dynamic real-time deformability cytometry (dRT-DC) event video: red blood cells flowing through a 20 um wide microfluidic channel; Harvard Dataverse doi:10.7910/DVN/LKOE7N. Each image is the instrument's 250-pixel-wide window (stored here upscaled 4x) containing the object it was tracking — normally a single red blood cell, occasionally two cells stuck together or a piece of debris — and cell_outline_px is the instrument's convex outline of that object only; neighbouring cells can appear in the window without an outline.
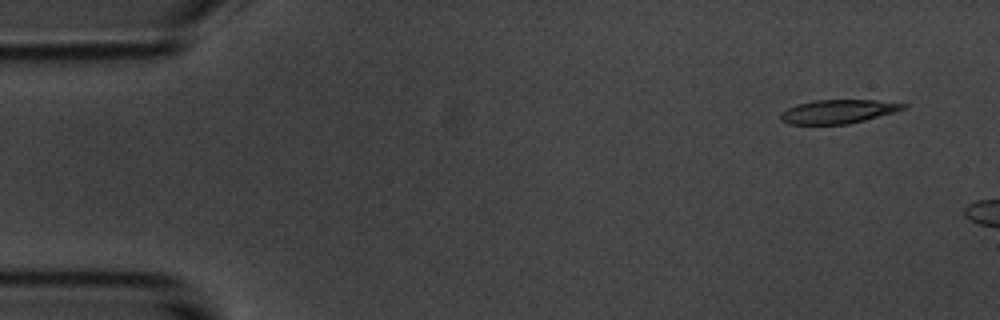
{"species": "common noctule bat (a hibernating species)", "species_latin": "Nyctalus noctula", "temperature_condition": "room temperature", "stored_images_in_passage": 4, "camera_frame_rate_fps": 3000, "um_per_image_px": 0.085, "animal": {"sex": "male", "body_mass_g": 20.1, "forearm_length_mm": 53.5}, "frame": {"image": 1, "passage_image": 2, "time_ms": 1.0, "image_size_px": [1000, 320], "cell_outline_px": [[908, 108], [864, 120], [848, 124], [788, 124], [780, 120], [780, 112], [796, 104], [812, 100], [876, 100], [908, 104]], "centroid_in_image_um": [71.21, 9.47], "position_along_channel_um": 13.8, "area_um2": 17.05}}